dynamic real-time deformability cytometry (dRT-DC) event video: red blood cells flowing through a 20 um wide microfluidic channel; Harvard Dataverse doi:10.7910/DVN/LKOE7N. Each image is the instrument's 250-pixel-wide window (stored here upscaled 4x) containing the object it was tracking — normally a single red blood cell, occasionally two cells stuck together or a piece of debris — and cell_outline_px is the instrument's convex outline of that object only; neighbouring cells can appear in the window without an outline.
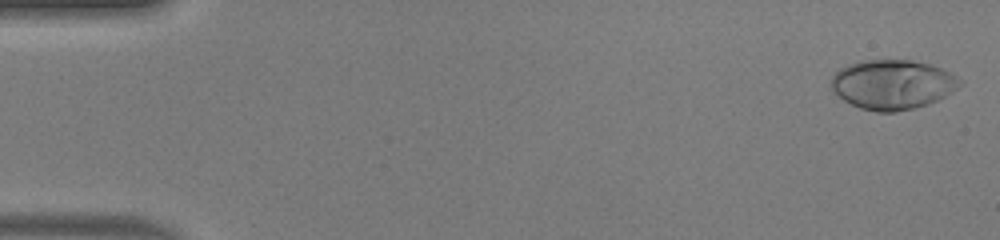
{"species": "human", "species_latin": "Homo sapiens", "temperature_condition": "warm", "stored_images_in_passage": 49, "camera_frame_rate_fps": 3000, "um_per_image_px": 0.085, "donor": {"sex": "male"}, "frame": {"image": 1, "passage_image": 1, "time_ms": 0.0, "image_size_px": [1000, 240], "cell_outline_px": [[964, 80], [956, 88], [944, 96], [936, 100], [912, 108], [896, 112], [876, 112], [860, 108], [844, 100], [832, 88], [832, 76], [840, 68], [848, 64], [860, 60], [912, 60], [928, 64], [952, 72]], "centroid_in_image_um": [75.87, 7.16], "position_along_channel_um": 9.1, "area_um2": 36.88}}
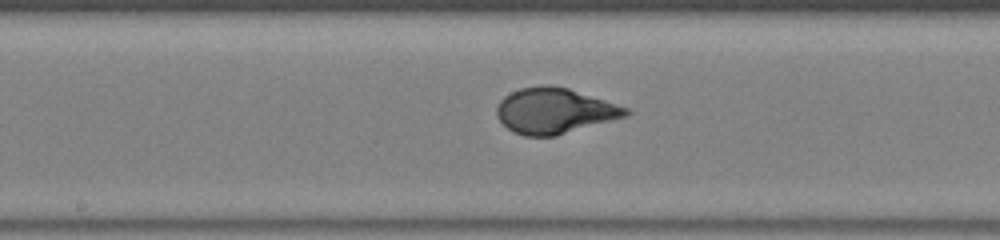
{"frame": {"image": 2, "passage_image": 26, "time_ms": 8.333, "image_size_px": [1000, 240], "cell_outline_px": [[632, 112], [628, 116], [556, 136], [524, 136], [512, 132], [496, 116], [496, 108], [500, 100], [504, 96], [520, 88], [548, 84], [568, 88], [628, 108]], "centroid_in_image_um": [47.13, 9.43], "position_along_channel_um": 201.1, "area_um2": 34.28}}
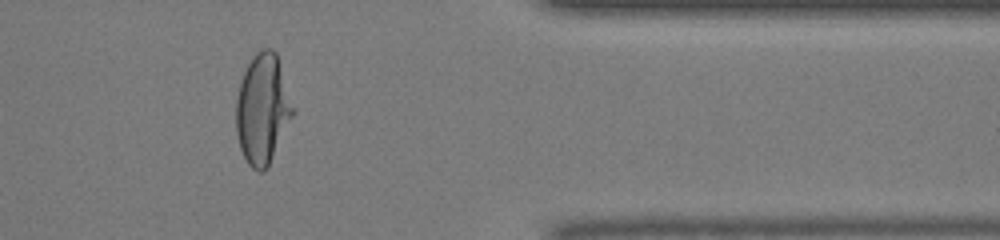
{"frame": {"image": 3, "passage_image": 41, "time_ms": 13.333, "image_size_px": [1000, 240], "cell_outline_px": [[296, 112], [268, 168], [264, 172], [260, 172], [252, 168], [248, 164], [240, 148], [236, 132], [236, 100], [240, 80], [248, 64], [256, 52], [264, 48], [272, 48], [276, 52]], "centroid_in_image_um": [22.34, 9.3], "position_along_channel_um": 389.1, "area_um2": 36.82}, "authors_computed_cell_mechanics": {"area_um2": 34.7378, "velocity_mm_per_s": 4.1389, "shape_relaxation_time_tau1_ms": 4.156, "shape_relaxation_time_tau2_ms": null, "deformation_change_tau1": 0.2588, "deformation_change_tau2": null}}